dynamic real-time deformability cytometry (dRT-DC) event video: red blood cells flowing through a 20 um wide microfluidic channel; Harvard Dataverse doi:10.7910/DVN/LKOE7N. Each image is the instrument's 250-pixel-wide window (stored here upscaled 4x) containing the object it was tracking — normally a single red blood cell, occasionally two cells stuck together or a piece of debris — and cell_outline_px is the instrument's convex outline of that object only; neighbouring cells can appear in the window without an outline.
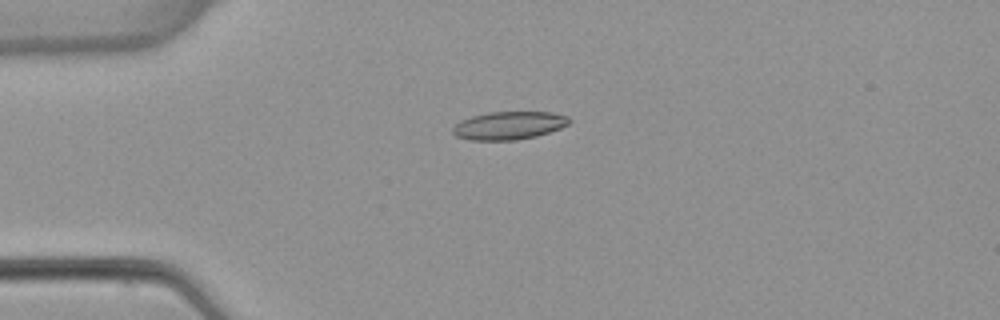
{"species": "common noctule bat (a hibernating species)", "species_latin": "Nyctalus noctula", "temperature_condition": "warm", "stored_images_in_passage": 5, "camera_frame_rate_fps": 3000, "um_per_image_px": 0.085, "animal": {"sex": "female", "body_mass_g": 22.7, "forearm_length_mm": 54.2}, "frame": {"image": 1, "passage_image": 4, "time_ms": 3.667, "image_size_px": [1000, 320], "cell_outline_px": [[572, 120], [568, 124], [560, 128], [536, 136], [516, 140], [468, 140], [456, 136], [452, 132], [452, 128], [460, 120], [472, 116], [488, 112], [552, 112], [568, 116]], "centroid_in_image_um": [43.25, 10.66], "position_along_channel_um": 41.8, "area_um2": 19.07}}